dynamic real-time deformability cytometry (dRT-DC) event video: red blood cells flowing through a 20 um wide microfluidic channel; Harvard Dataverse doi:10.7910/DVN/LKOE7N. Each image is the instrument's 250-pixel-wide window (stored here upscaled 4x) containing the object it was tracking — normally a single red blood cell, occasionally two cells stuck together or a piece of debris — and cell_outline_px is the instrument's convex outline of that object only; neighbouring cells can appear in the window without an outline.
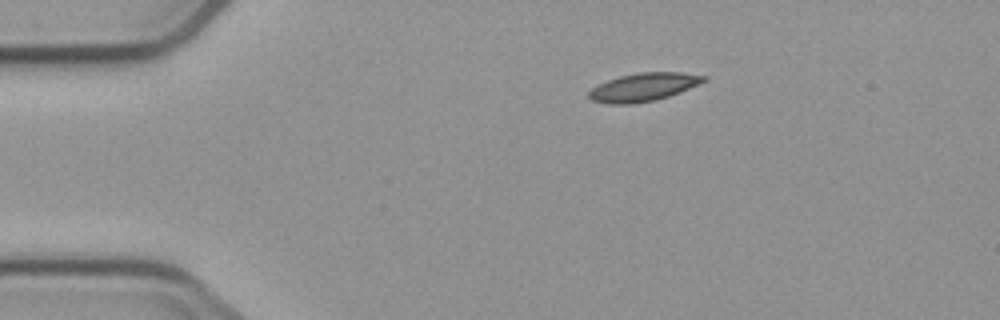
{"species": "common noctule bat (a hibernating species)", "species_latin": "Nyctalus noctula", "temperature_condition": "cold", "stored_images_in_passage": 2, "camera_frame_rate_fps": 3000, "um_per_image_px": 0.085, "animal": {"sex": "male", "body_mass_g": 23.1, "forearm_length_mm": 52.7}, "frame": {"image": 1, "passage_image": 1, "time_ms": 0.0, "image_size_px": [1000, 320], "cell_outline_px": [[708, 80], [680, 92], [656, 100], [632, 104], [608, 104], [592, 100], [588, 96], [588, 92], [596, 84], [620, 76], [640, 72], [684, 72], [708, 76]], "centroid_in_image_um": [54.71, 7.4], "position_along_channel_um": 30.3, "area_um2": 19.02}}